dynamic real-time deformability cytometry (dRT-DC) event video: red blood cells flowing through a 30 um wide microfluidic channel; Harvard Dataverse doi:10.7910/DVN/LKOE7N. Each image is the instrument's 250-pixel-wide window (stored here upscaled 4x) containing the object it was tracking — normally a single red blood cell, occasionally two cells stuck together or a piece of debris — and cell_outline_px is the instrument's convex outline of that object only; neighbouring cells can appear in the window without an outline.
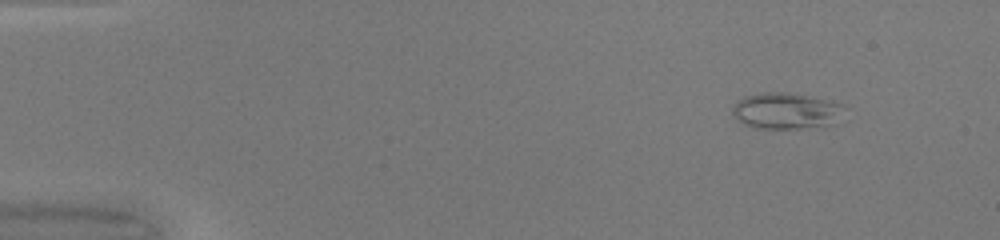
{"species": "common noctule bat (a hibernating species)", "species_latin": "Nyctalus noctula", "temperature_condition": "warm", "stored_images_in_passage": 45, "camera_frame_rate_fps": 3000, "um_per_image_px": 0.085, "animal": {"sex": "female", "body_mass_g": 20.0, "forearm_length_mm": 54.0}, "frame": {"image": 1, "passage_image": 1, "time_ms": 0.0, "image_size_px": [1000, 240], "cell_outline_px": [[848, 108], [836, 124], [824, 128], [756, 128], [744, 124], [732, 112], [732, 108], [744, 96], [760, 92], [784, 92], [832, 100], [844, 104]], "centroid_in_image_um": [66.96, 9.43], "position_along_channel_um": 18.0, "area_um2": 24.16}}
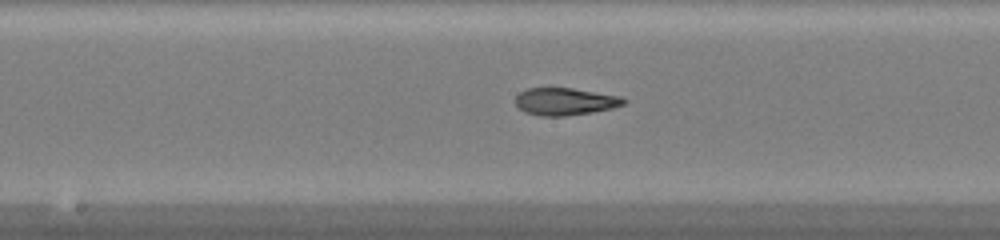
{"frame": {"image": 2, "passage_image": 22, "time_ms": 7.0, "image_size_px": [1000, 240], "cell_outline_px": [[628, 100], [624, 104], [612, 108], [592, 112], [564, 116], [540, 116], [524, 112], [516, 104], [516, 96], [520, 92], [528, 88], [572, 88], [620, 96]], "centroid_in_image_um": [48.03, 8.63], "position_along_channel_um": 200.2, "area_um2": 17.17}}
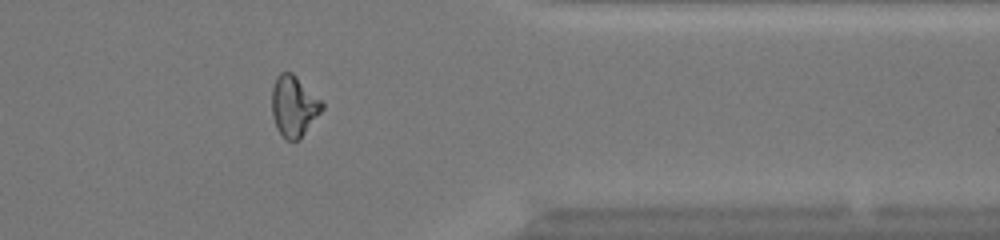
{"frame": {"image": 3, "passage_image": 36, "time_ms": 11.667, "image_size_px": [1000, 240], "cell_outline_px": [[324, 108], [300, 140], [288, 140], [276, 128], [272, 116], [272, 88], [276, 76], [280, 72], [292, 72], [324, 104]], "centroid_in_image_um": [24.96, 9.03], "position_along_channel_um": 386.4, "area_um2": 17.69}, "authors_computed_cell_mechanics": {"area_um2": 18.207, "velocity_mm_per_s": 4.2507, "shape_relaxation_time_tau1_ms": 11.296, "shape_relaxation_time_tau2_ms": 2.0744, "deformation_change_tau1": 0.3806, "deformation_change_tau2": 0.0815}}